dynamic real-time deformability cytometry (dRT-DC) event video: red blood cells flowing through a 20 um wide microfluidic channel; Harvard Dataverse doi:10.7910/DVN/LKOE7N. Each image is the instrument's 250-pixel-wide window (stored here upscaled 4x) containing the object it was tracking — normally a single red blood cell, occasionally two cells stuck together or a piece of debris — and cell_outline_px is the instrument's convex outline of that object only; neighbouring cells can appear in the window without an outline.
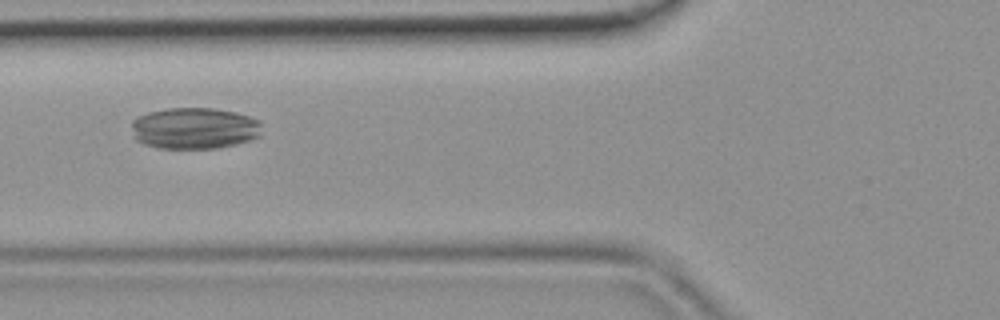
{"species": "common noctule bat (a hibernating species)", "species_latin": "Nyctalus noctula", "temperature_condition": "room temperature", "stored_images_in_passage": 5, "camera_frame_rate_fps": 3000, "um_per_image_px": 0.085, "animal": {"sex": "female", "body_mass_g": 19.9}, "frame": {"image": 1, "passage_image": 4, "time_ms": 1.0, "image_size_px": [1000, 320], "cell_outline_px": [[260, 136], [236, 144], [216, 148], [156, 148], [144, 144], [136, 140], [132, 128], [132, 120], [148, 112], [168, 108], [212, 108], [236, 112], [260, 120]], "centroid_in_image_um": [16.52, 10.9], "position_along_channel_um": 109.3, "area_um2": 31.44}}
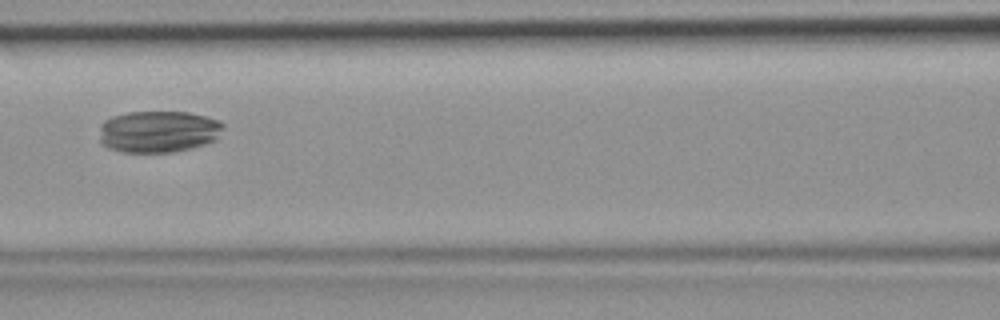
{"frame": {"image": 2, "passage_image": 5, "time_ms": 1.333, "image_size_px": [1000, 320], "cell_outline_px": [[224, 124], [216, 140], [208, 144], [192, 148], [172, 152], [120, 152], [108, 148], [100, 140], [100, 124], [104, 120], [112, 116], [128, 112], [188, 112], [220, 120]], "centroid_in_image_um": [13.46, 11.19], "position_along_channel_um": 153.1, "area_um2": 30.4}}